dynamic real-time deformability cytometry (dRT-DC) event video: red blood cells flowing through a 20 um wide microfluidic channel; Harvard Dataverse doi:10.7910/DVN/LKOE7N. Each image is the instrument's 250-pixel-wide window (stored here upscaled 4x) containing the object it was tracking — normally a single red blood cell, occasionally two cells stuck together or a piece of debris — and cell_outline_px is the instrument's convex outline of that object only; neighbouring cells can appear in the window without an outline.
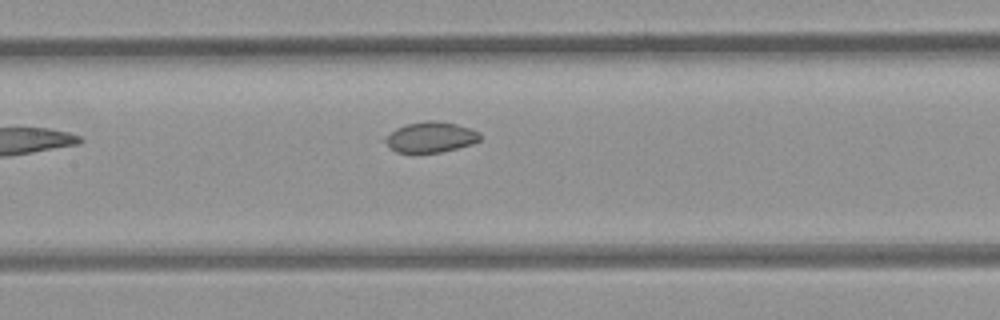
{"species": "common noctule bat (a hibernating species)", "species_latin": "Nyctalus noctula", "temperature_condition": "room temperature", "stored_images_in_passage": 10, "segment_of_instrument_passage": [1, 2], "camera_frame_rate_fps": 3000, "um_per_image_px": 0.085, "animal": {"sex": "female", "body_mass_g": 21.9}, "frame": {"image": 1, "passage_image": 9, "time_ms": 9.333, "image_size_px": [1000, 320], "cell_outline_px": [[480, 140], [472, 144], [440, 152], [396, 152], [380, 136], [396, 128], [408, 124], [424, 120], [440, 120], [456, 124], [480, 132]], "centroid_in_image_um": [36.57, 11.63], "position_along_channel_um": 170.8, "area_um2": 16.94}}